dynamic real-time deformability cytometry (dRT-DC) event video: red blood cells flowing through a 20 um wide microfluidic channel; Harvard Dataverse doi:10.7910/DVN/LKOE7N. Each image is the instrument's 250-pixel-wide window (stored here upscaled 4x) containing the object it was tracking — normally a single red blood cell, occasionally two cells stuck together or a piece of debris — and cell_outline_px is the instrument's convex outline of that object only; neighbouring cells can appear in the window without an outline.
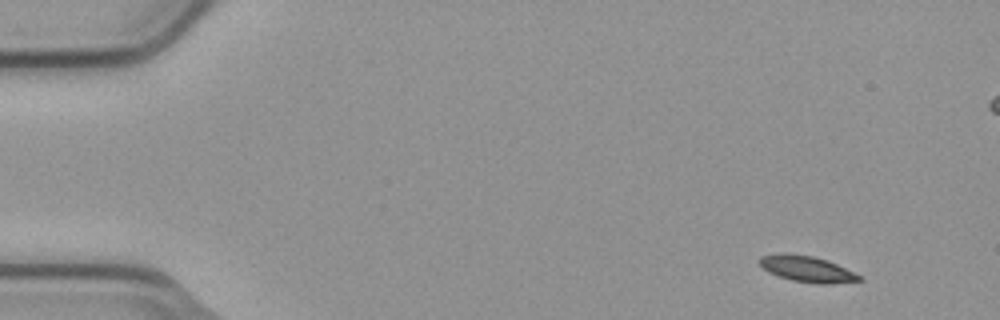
{"species": "common noctule bat (a hibernating species)", "species_latin": "Nyctalus noctula", "temperature_condition": "cold", "stored_images_in_passage": 4, "camera_frame_rate_fps": 3000, "um_per_image_px": 0.085, "animal": {"sex": "male", "body_mass_g": 23.1, "forearm_length_mm": 52.7}, "frame": {"image": 1, "passage_image": 1, "time_ms": 0.0, "image_size_px": [1000, 320], "cell_outline_px": [[864, 280], [832, 284], [816, 284], [792, 280], [768, 272], [756, 260], [760, 256], [780, 252], [784, 252], [812, 256], [828, 260], [860, 276]], "centroid_in_image_um": [68.55, 22.85], "position_along_channel_um": 16.5, "area_um2": 15.2}}